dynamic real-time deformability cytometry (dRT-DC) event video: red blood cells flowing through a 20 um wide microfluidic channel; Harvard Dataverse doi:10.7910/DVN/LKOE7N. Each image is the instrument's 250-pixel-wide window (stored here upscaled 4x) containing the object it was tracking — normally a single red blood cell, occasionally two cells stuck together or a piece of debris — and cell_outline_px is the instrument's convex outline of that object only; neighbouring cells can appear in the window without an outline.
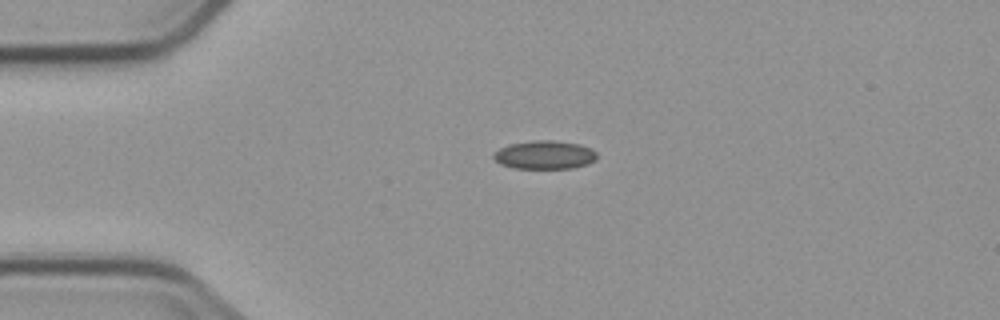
{"species": "common noctule bat (a hibernating species)", "species_latin": "Nyctalus noctula", "temperature_condition": "cold", "stored_images_in_passage": 6, "camera_frame_rate_fps": 3000, "um_per_image_px": 0.085, "animal": {"sex": "male", "body_mass_g": 23.1, "forearm_length_mm": 52.7}, "frame": {"image": 1, "passage_image": 4, "time_ms": 3.333, "image_size_px": [1000, 320], "cell_outline_px": [[596, 160], [588, 164], [572, 168], [512, 168], [500, 164], [492, 156], [500, 148], [508, 144], [532, 140], [552, 140], [580, 144], [592, 148], [596, 152]], "centroid_in_image_um": [46.31, 13.16], "position_along_channel_um": 38.7, "area_um2": 17.22}}
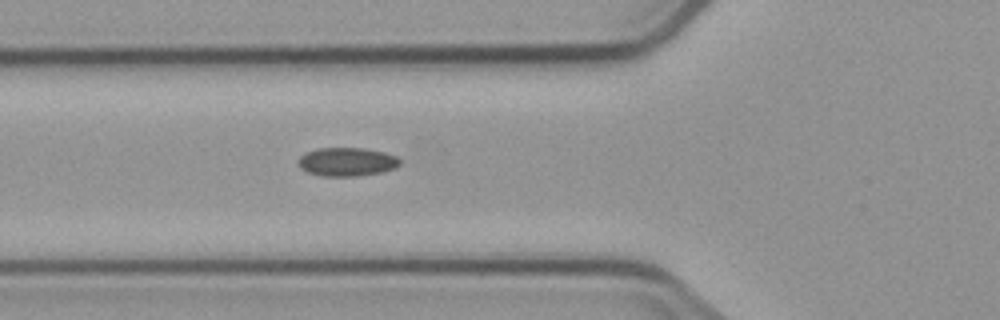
{"frame": {"image": 2, "passage_image": 6, "time_ms": 5.667, "image_size_px": [1000, 320], "cell_outline_px": [[400, 164], [396, 168], [384, 172], [356, 176], [320, 176], [308, 172], [300, 168], [300, 156], [308, 152], [320, 148], [364, 148], [384, 152], [396, 156], [400, 160]], "centroid_in_image_um": [29.54, 13.76], "position_along_channel_um": 96.3, "area_um2": 16.88}}